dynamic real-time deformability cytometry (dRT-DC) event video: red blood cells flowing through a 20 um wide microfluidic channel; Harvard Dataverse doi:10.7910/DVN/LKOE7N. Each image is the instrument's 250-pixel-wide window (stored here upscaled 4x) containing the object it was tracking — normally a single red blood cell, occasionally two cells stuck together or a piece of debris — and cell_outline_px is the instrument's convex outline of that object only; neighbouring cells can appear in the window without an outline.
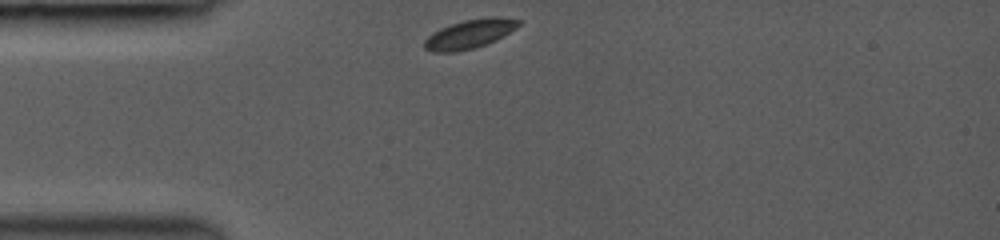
{"species": "common noctule bat (a hibernating species)", "species_latin": "Nyctalus noctula", "temperature_condition": "room temperature", "stored_images_in_passage": 7, "camera_frame_rate_fps": 3000, "um_per_image_px": 0.085, "animal": {"sex": "female", "body_mass_g": 19.0, "forearm_length_mm": 53.3}, "frame": {"image": 1, "passage_image": 1, "time_ms": 0.0, "image_size_px": [1000, 240], "cell_outline_px": [[520, 24], [516, 28], [496, 40], [488, 44], [456, 52], [432, 52], [424, 48], [424, 40], [432, 32], [440, 28], [464, 20], [488, 16], [500, 16], [520, 20]], "centroid_in_image_um": [39.92, 2.88], "position_along_channel_um": 45.1, "area_um2": 16.01}}
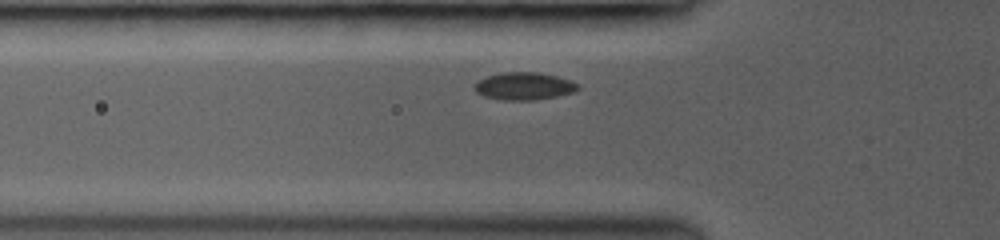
{"frame": {"image": 2, "passage_image": 6, "time_ms": 1.333, "image_size_px": [1000, 240], "cell_outline_px": [[580, 88], [576, 92], [536, 100], [500, 100], [484, 96], [476, 92], [472, 88], [476, 80], [500, 72], [540, 72], [572, 80], [580, 84]], "centroid_in_image_um": [44.55, 7.32], "position_along_channel_um": 81.3, "area_um2": 16.99}}